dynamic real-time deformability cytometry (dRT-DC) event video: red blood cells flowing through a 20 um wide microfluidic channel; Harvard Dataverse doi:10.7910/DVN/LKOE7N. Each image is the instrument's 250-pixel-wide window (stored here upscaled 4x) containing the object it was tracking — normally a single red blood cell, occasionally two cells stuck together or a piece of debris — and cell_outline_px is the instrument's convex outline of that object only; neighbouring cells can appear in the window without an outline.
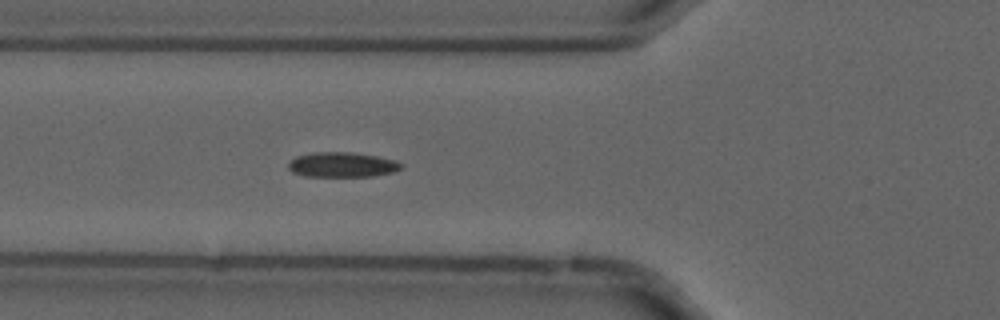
{"species": "common noctule bat (a hibernating species)", "species_latin": "Nyctalus noctula", "temperature_condition": "cold", "stored_images_in_passage": 20, "camera_frame_rate_fps": 3000, "um_per_image_px": 0.085, "animal": {"sex": "male", "forearm_length_mm": 52.5}, "frame": {"image": 1, "passage_image": 20, "time_ms": 6.333, "image_size_px": [1000, 320], "cell_outline_px": [[404, 168], [396, 172], [372, 176], [304, 176], [292, 172], [288, 168], [288, 164], [296, 156], [316, 152], [348, 152], [376, 156], [396, 160], [404, 164]], "centroid_in_image_um": [29.14, 14.0], "position_along_channel_um": 96.7, "area_um2": 16.47}}